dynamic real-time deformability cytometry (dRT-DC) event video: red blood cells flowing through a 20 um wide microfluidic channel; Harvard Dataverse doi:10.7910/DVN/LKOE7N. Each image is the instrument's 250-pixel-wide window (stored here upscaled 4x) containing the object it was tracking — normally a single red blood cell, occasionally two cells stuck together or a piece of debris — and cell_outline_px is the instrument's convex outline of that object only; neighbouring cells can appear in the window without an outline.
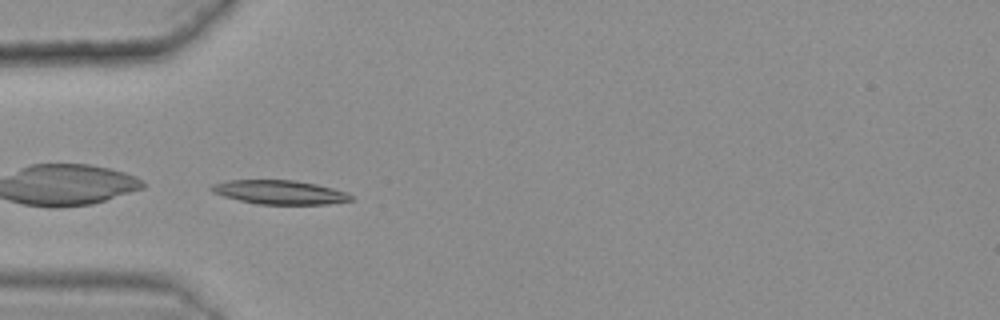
{"species": "common noctule bat (a hibernating species)", "species_latin": "Nyctalus noctula", "temperature_condition": "warm", "stored_images_in_passage": 31, "camera_frame_rate_fps": 3000, "um_per_image_px": 0.085, "animal": {"sex": "female", "body_mass_g": 25.1}, "frame": {"image": 1, "passage_image": 1, "time_ms": 0.0, "image_size_px": [1000, 320], "cell_outline_px": [[352, 200], [328, 204], [256, 204], [224, 196], [212, 192], [208, 188], [212, 184], [228, 180], [292, 180], [316, 184], [348, 192], [352, 196]], "centroid_in_image_um": [23.75, 16.34], "position_along_channel_um": 61.2, "area_um2": 19.42}}
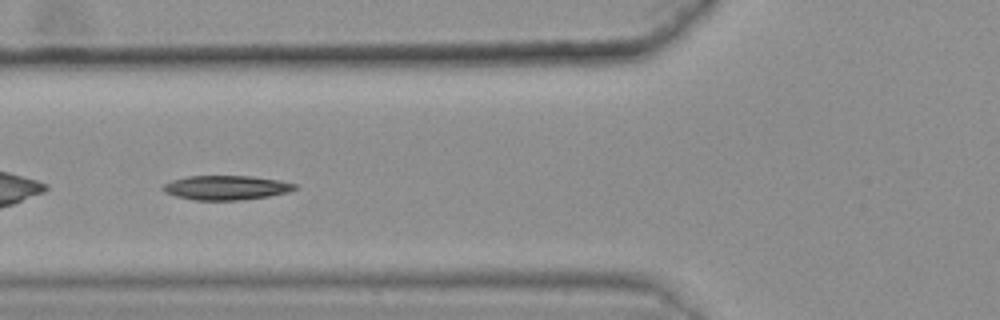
{"frame": {"image": 2, "passage_image": 5, "time_ms": 1.333, "image_size_px": [1000, 320], "cell_outline_px": [[296, 188], [288, 192], [268, 196], [240, 200], [192, 200], [176, 196], [164, 192], [160, 188], [164, 184], [172, 180], [188, 176], [252, 176], [280, 180], [296, 184]], "centroid_in_image_um": [19.19, 15.95], "position_along_channel_um": 106.6, "area_um2": 18.73}, "authors_computed_cell_mechanics": {"area_um2": 18.7272, "velocity_mm_per_s": 3.5917, "shape_relaxation_time_tau1_ms": 5.3783, "shape_relaxation_time_tau2_ms": 3.9415, "deformation_change_tau1": 0.1621, "deformation_change_tau2": 0.0757}}